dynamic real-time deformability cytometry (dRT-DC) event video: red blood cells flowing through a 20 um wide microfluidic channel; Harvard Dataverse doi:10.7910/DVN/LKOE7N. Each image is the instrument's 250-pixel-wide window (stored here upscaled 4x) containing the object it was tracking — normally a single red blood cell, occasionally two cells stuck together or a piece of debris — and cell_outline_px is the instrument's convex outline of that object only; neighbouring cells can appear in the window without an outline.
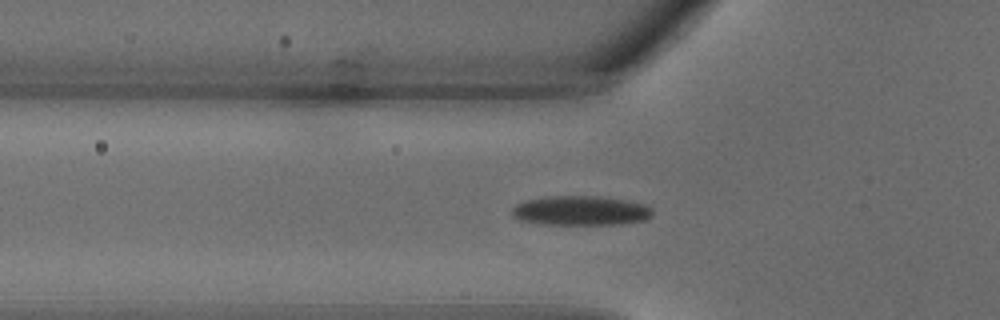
{"species": "common noctule bat (a hibernating species)", "species_latin": "Nyctalus noctula", "temperature_condition": "warm", "stored_images_in_passage": 5, "camera_frame_rate_fps": 3000, "um_per_image_px": 0.085, "animal": {"sex": "male", "body_mass_g": 18.8}, "frame": {"image": 1, "passage_image": 3, "time_ms": 0.667, "image_size_px": [1000, 320], "cell_outline_px": [[652, 216], [644, 220], [612, 224], [544, 224], [520, 220], [512, 216], [512, 208], [516, 204], [524, 200], [548, 196], [600, 196], [628, 200], [648, 204], [652, 208]], "centroid_in_image_um": [49.36, 17.89], "position_along_channel_um": 76.4, "area_um2": 24.28}}